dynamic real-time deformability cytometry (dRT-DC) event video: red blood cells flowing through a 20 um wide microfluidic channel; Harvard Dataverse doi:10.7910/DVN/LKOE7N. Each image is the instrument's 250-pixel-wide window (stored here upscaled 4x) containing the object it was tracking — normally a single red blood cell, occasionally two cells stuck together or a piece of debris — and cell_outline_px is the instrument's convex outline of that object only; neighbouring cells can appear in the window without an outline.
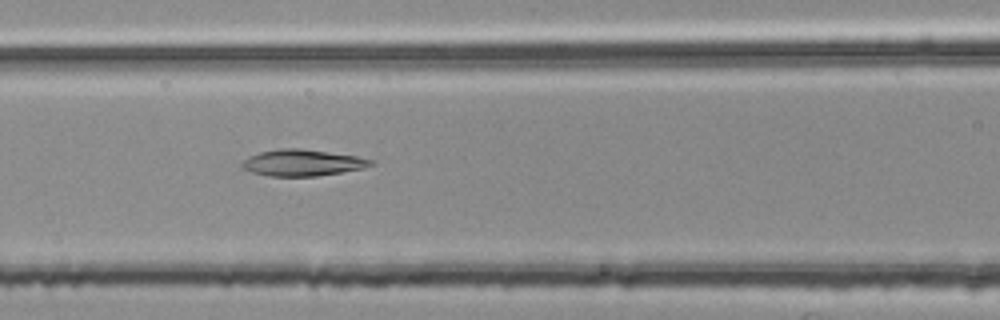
{"species": "common noctule bat (a hibernating species)", "species_latin": "Nyctalus noctula", "temperature_condition": "room temperature", "stored_images_in_passage": 54, "segment_of_instrument_passage": [1, 2], "camera_frame_rate_fps": 3000, "um_per_image_px": 0.085, "animal": {"sex": "female", "body_mass_g": 25.1}, "frame": {"image": 1, "passage_image": 22, "time_ms": 7.0, "image_size_px": [1000, 320], "cell_outline_px": [[376, 164], [364, 168], [316, 176], [268, 176], [252, 172], [240, 168], [240, 164], [248, 156], [260, 152], [280, 148], [300, 148], [356, 156], [376, 160]], "centroid_in_image_um": [25.7, 13.83], "position_along_channel_um": 140.9, "area_um2": 19.94}}
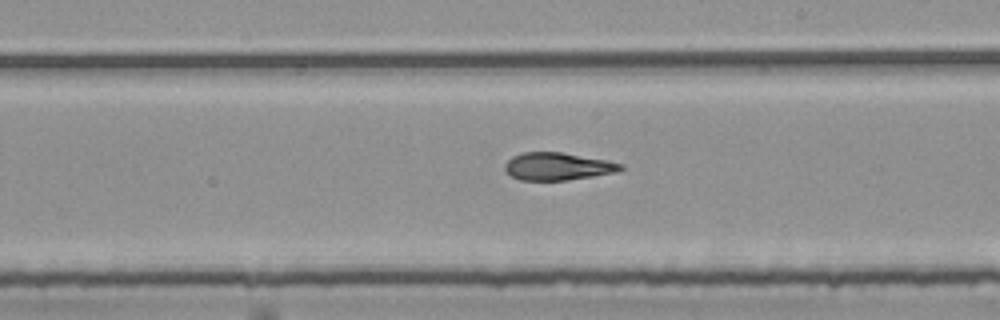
{"frame": {"image": 2, "passage_image": 30, "time_ms": 9.667, "image_size_px": [1000, 320], "cell_outline_px": [[624, 168], [616, 172], [568, 180], [520, 180], [512, 176], [504, 168], [504, 164], [512, 156], [524, 152], [560, 152], [608, 160], [624, 164]], "centroid_in_image_um": [47.41, 14.14], "position_along_channel_um": 241.6, "area_um2": 18.55}}
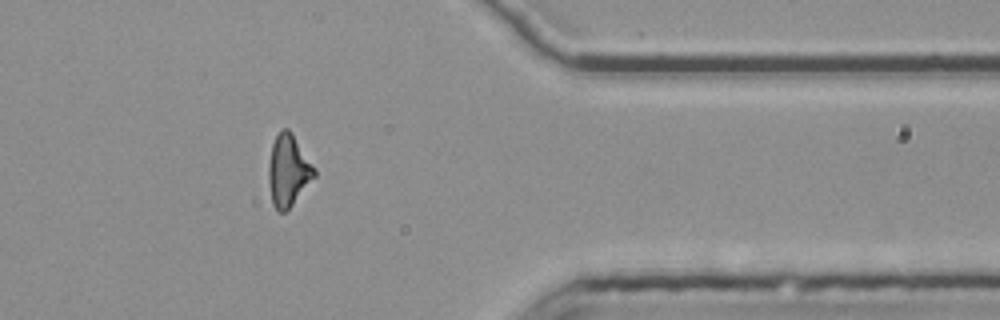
{"frame": {"image": 3, "passage_image": 43, "time_ms": 14.0, "image_size_px": [1000, 320], "cell_outline_px": [[316, 176], [292, 204], [284, 212], [276, 212], [272, 204], [268, 180], [268, 168], [272, 144], [280, 128], [288, 128], [292, 132], [316, 168]], "centroid_in_image_um": [24.5, 14.48], "position_along_channel_um": 386.9, "area_um2": 19.25}}